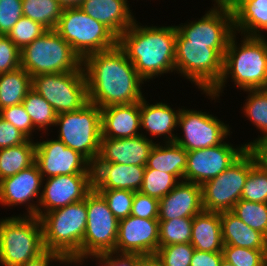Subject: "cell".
I'll use <instances>...</instances> for the list:
<instances>
[{"label": "cell", "instance_id": "1", "mask_svg": "<svg viewBox=\"0 0 267 266\" xmlns=\"http://www.w3.org/2000/svg\"><path fill=\"white\" fill-rule=\"evenodd\" d=\"M82 67L88 102L96 104L100 109L109 105L140 102L145 96L142 91L145 81L118 44L85 57Z\"/></svg>", "mask_w": 267, "mask_h": 266}, {"label": "cell", "instance_id": "2", "mask_svg": "<svg viewBox=\"0 0 267 266\" xmlns=\"http://www.w3.org/2000/svg\"><path fill=\"white\" fill-rule=\"evenodd\" d=\"M176 36V25L147 26L135 19L118 37L117 44L146 83L164 74H175Z\"/></svg>", "mask_w": 267, "mask_h": 266}, {"label": "cell", "instance_id": "3", "mask_svg": "<svg viewBox=\"0 0 267 266\" xmlns=\"http://www.w3.org/2000/svg\"><path fill=\"white\" fill-rule=\"evenodd\" d=\"M236 35L228 42L221 80L210 92H201L210 101L220 100L230 79L242 91L267 89V38L240 35L239 43Z\"/></svg>", "mask_w": 267, "mask_h": 266}, {"label": "cell", "instance_id": "4", "mask_svg": "<svg viewBox=\"0 0 267 266\" xmlns=\"http://www.w3.org/2000/svg\"><path fill=\"white\" fill-rule=\"evenodd\" d=\"M228 43L189 42L178 31L175 41V72L210 92L221 80Z\"/></svg>", "mask_w": 267, "mask_h": 266}, {"label": "cell", "instance_id": "5", "mask_svg": "<svg viewBox=\"0 0 267 266\" xmlns=\"http://www.w3.org/2000/svg\"><path fill=\"white\" fill-rule=\"evenodd\" d=\"M40 220L45 249L82 257L87 224L86 196L84 200L44 213Z\"/></svg>", "mask_w": 267, "mask_h": 266}, {"label": "cell", "instance_id": "6", "mask_svg": "<svg viewBox=\"0 0 267 266\" xmlns=\"http://www.w3.org/2000/svg\"><path fill=\"white\" fill-rule=\"evenodd\" d=\"M45 250L37 216L0 218V266H21Z\"/></svg>", "mask_w": 267, "mask_h": 266}, {"label": "cell", "instance_id": "7", "mask_svg": "<svg viewBox=\"0 0 267 266\" xmlns=\"http://www.w3.org/2000/svg\"><path fill=\"white\" fill-rule=\"evenodd\" d=\"M54 127H59L57 139L92 165L96 162L102 137L101 109L96 104L88 102L79 110L57 114Z\"/></svg>", "mask_w": 267, "mask_h": 266}, {"label": "cell", "instance_id": "8", "mask_svg": "<svg viewBox=\"0 0 267 266\" xmlns=\"http://www.w3.org/2000/svg\"><path fill=\"white\" fill-rule=\"evenodd\" d=\"M81 66V58L55 30H48L21 50V67L31 77L77 71Z\"/></svg>", "mask_w": 267, "mask_h": 266}, {"label": "cell", "instance_id": "9", "mask_svg": "<svg viewBox=\"0 0 267 266\" xmlns=\"http://www.w3.org/2000/svg\"><path fill=\"white\" fill-rule=\"evenodd\" d=\"M55 31L83 60L90 54L111 49L118 38L102 23L79 7L63 8Z\"/></svg>", "mask_w": 267, "mask_h": 266}, {"label": "cell", "instance_id": "10", "mask_svg": "<svg viewBox=\"0 0 267 266\" xmlns=\"http://www.w3.org/2000/svg\"><path fill=\"white\" fill-rule=\"evenodd\" d=\"M256 164V157L247 149L221 174L204 182L201 185L204 210L219 213L231 211L241 199L247 176Z\"/></svg>", "mask_w": 267, "mask_h": 266}, {"label": "cell", "instance_id": "11", "mask_svg": "<svg viewBox=\"0 0 267 266\" xmlns=\"http://www.w3.org/2000/svg\"><path fill=\"white\" fill-rule=\"evenodd\" d=\"M32 89L57 114L79 110L88 103L87 83L82 66L77 71L36 75L32 77Z\"/></svg>", "mask_w": 267, "mask_h": 266}, {"label": "cell", "instance_id": "12", "mask_svg": "<svg viewBox=\"0 0 267 266\" xmlns=\"http://www.w3.org/2000/svg\"><path fill=\"white\" fill-rule=\"evenodd\" d=\"M86 208L87 224L82 242V258L116 252L119 220L94 188L86 195Z\"/></svg>", "mask_w": 267, "mask_h": 266}, {"label": "cell", "instance_id": "13", "mask_svg": "<svg viewBox=\"0 0 267 266\" xmlns=\"http://www.w3.org/2000/svg\"><path fill=\"white\" fill-rule=\"evenodd\" d=\"M177 128L183 134L179 136L176 133L175 143L187 152L219 145L233 133L226 121L224 123L207 111L187 109L184 106H181Z\"/></svg>", "mask_w": 267, "mask_h": 266}, {"label": "cell", "instance_id": "14", "mask_svg": "<svg viewBox=\"0 0 267 266\" xmlns=\"http://www.w3.org/2000/svg\"><path fill=\"white\" fill-rule=\"evenodd\" d=\"M246 150L244 143L234 146L225 139L213 147L188 151L184 181L202 185L221 174Z\"/></svg>", "mask_w": 267, "mask_h": 266}, {"label": "cell", "instance_id": "15", "mask_svg": "<svg viewBox=\"0 0 267 266\" xmlns=\"http://www.w3.org/2000/svg\"><path fill=\"white\" fill-rule=\"evenodd\" d=\"M36 141V160L43 179L71 174H93V165L59 139ZM49 139V140H48Z\"/></svg>", "mask_w": 267, "mask_h": 266}, {"label": "cell", "instance_id": "16", "mask_svg": "<svg viewBox=\"0 0 267 266\" xmlns=\"http://www.w3.org/2000/svg\"><path fill=\"white\" fill-rule=\"evenodd\" d=\"M45 184V185H44ZM93 189V174L59 175L43 179L38 217L85 199Z\"/></svg>", "mask_w": 267, "mask_h": 266}, {"label": "cell", "instance_id": "17", "mask_svg": "<svg viewBox=\"0 0 267 266\" xmlns=\"http://www.w3.org/2000/svg\"><path fill=\"white\" fill-rule=\"evenodd\" d=\"M197 19L176 26L177 31L189 42L228 43L235 33L232 10L222 3H214Z\"/></svg>", "mask_w": 267, "mask_h": 266}, {"label": "cell", "instance_id": "18", "mask_svg": "<svg viewBox=\"0 0 267 266\" xmlns=\"http://www.w3.org/2000/svg\"><path fill=\"white\" fill-rule=\"evenodd\" d=\"M42 182L43 177L36 162L17 174L2 179L0 181V204L4 207L24 205L27 211L22 215L38 217Z\"/></svg>", "mask_w": 267, "mask_h": 266}, {"label": "cell", "instance_id": "19", "mask_svg": "<svg viewBox=\"0 0 267 266\" xmlns=\"http://www.w3.org/2000/svg\"><path fill=\"white\" fill-rule=\"evenodd\" d=\"M159 248V220L129 215L119 220L116 253L155 255Z\"/></svg>", "mask_w": 267, "mask_h": 266}, {"label": "cell", "instance_id": "20", "mask_svg": "<svg viewBox=\"0 0 267 266\" xmlns=\"http://www.w3.org/2000/svg\"><path fill=\"white\" fill-rule=\"evenodd\" d=\"M154 140L142 134L128 138H102L96 162H110L124 165L146 166Z\"/></svg>", "mask_w": 267, "mask_h": 266}, {"label": "cell", "instance_id": "21", "mask_svg": "<svg viewBox=\"0 0 267 266\" xmlns=\"http://www.w3.org/2000/svg\"><path fill=\"white\" fill-rule=\"evenodd\" d=\"M203 210L201 185L183 180L159 200L158 220L193 218Z\"/></svg>", "mask_w": 267, "mask_h": 266}, {"label": "cell", "instance_id": "22", "mask_svg": "<svg viewBox=\"0 0 267 266\" xmlns=\"http://www.w3.org/2000/svg\"><path fill=\"white\" fill-rule=\"evenodd\" d=\"M146 99L144 96L140 101L141 134L150 140H153V137H160V139H164L161 141L163 143L175 142L176 134L174 131L178 129V116L181 108L178 107L176 110L162 101L150 104ZM143 129L145 130L144 133L142 132ZM147 134L150 136L147 137Z\"/></svg>", "mask_w": 267, "mask_h": 266}, {"label": "cell", "instance_id": "23", "mask_svg": "<svg viewBox=\"0 0 267 266\" xmlns=\"http://www.w3.org/2000/svg\"><path fill=\"white\" fill-rule=\"evenodd\" d=\"M145 166L124 165L110 162L93 164V188L95 190L121 189L140 191Z\"/></svg>", "mask_w": 267, "mask_h": 266}, {"label": "cell", "instance_id": "24", "mask_svg": "<svg viewBox=\"0 0 267 266\" xmlns=\"http://www.w3.org/2000/svg\"><path fill=\"white\" fill-rule=\"evenodd\" d=\"M128 0H84L78 7L106 26L117 38L135 21Z\"/></svg>", "mask_w": 267, "mask_h": 266}, {"label": "cell", "instance_id": "25", "mask_svg": "<svg viewBox=\"0 0 267 266\" xmlns=\"http://www.w3.org/2000/svg\"><path fill=\"white\" fill-rule=\"evenodd\" d=\"M102 138H128L141 134L140 102L101 109Z\"/></svg>", "mask_w": 267, "mask_h": 266}, {"label": "cell", "instance_id": "26", "mask_svg": "<svg viewBox=\"0 0 267 266\" xmlns=\"http://www.w3.org/2000/svg\"><path fill=\"white\" fill-rule=\"evenodd\" d=\"M190 243L200 251L222 252L224 243L219 212L203 210L193 217Z\"/></svg>", "mask_w": 267, "mask_h": 266}, {"label": "cell", "instance_id": "27", "mask_svg": "<svg viewBox=\"0 0 267 266\" xmlns=\"http://www.w3.org/2000/svg\"><path fill=\"white\" fill-rule=\"evenodd\" d=\"M232 14L235 33L265 36L263 34L267 31V0H242L232 9Z\"/></svg>", "mask_w": 267, "mask_h": 266}, {"label": "cell", "instance_id": "28", "mask_svg": "<svg viewBox=\"0 0 267 266\" xmlns=\"http://www.w3.org/2000/svg\"><path fill=\"white\" fill-rule=\"evenodd\" d=\"M220 219L224 245L267 250V237L250 228L231 211L220 212Z\"/></svg>", "mask_w": 267, "mask_h": 266}, {"label": "cell", "instance_id": "29", "mask_svg": "<svg viewBox=\"0 0 267 266\" xmlns=\"http://www.w3.org/2000/svg\"><path fill=\"white\" fill-rule=\"evenodd\" d=\"M146 167L171 173L179 181H183L187 167V151L175 142H157L150 151Z\"/></svg>", "mask_w": 267, "mask_h": 266}, {"label": "cell", "instance_id": "30", "mask_svg": "<svg viewBox=\"0 0 267 266\" xmlns=\"http://www.w3.org/2000/svg\"><path fill=\"white\" fill-rule=\"evenodd\" d=\"M32 88V77L22 67L0 74V110L22 104Z\"/></svg>", "mask_w": 267, "mask_h": 266}, {"label": "cell", "instance_id": "31", "mask_svg": "<svg viewBox=\"0 0 267 266\" xmlns=\"http://www.w3.org/2000/svg\"><path fill=\"white\" fill-rule=\"evenodd\" d=\"M36 160V142L0 149V181L33 165Z\"/></svg>", "mask_w": 267, "mask_h": 266}, {"label": "cell", "instance_id": "32", "mask_svg": "<svg viewBox=\"0 0 267 266\" xmlns=\"http://www.w3.org/2000/svg\"><path fill=\"white\" fill-rule=\"evenodd\" d=\"M247 92L242 113L261 133L258 138L245 143L249 149L254 143L267 139V89L244 90Z\"/></svg>", "mask_w": 267, "mask_h": 266}, {"label": "cell", "instance_id": "33", "mask_svg": "<svg viewBox=\"0 0 267 266\" xmlns=\"http://www.w3.org/2000/svg\"><path fill=\"white\" fill-rule=\"evenodd\" d=\"M22 104L37 131H43L40 134L48 135V128L54 127L57 119V113L53 107L32 88L28 91Z\"/></svg>", "mask_w": 267, "mask_h": 266}, {"label": "cell", "instance_id": "34", "mask_svg": "<svg viewBox=\"0 0 267 266\" xmlns=\"http://www.w3.org/2000/svg\"><path fill=\"white\" fill-rule=\"evenodd\" d=\"M23 16L40 23L47 30H55L63 7L57 0H22Z\"/></svg>", "mask_w": 267, "mask_h": 266}, {"label": "cell", "instance_id": "35", "mask_svg": "<svg viewBox=\"0 0 267 266\" xmlns=\"http://www.w3.org/2000/svg\"><path fill=\"white\" fill-rule=\"evenodd\" d=\"M231 212L250 228L267 237V203L249 202L240 199L233 206Z\"/></svg>", "mask_w": 267, "mask_h": 266}, {"label": "cell", "instance_id": "36", "mask_svg": "<svg viewBox=\"0 0 267 266\" xmlns=\"http://www.w3.org/2000/svg\"><path fill=\"white\" fill-rule=\"evenodd\" d=\"M193 218L159 221V246L190 243Z\"/></svg>", "mask_w": 267, "mask_h": 266}, {"label": "cell", "instance_id": "37", "mask_svg": "<svg viewBox=\"0 0 267 266\" xmlns=\"http://www.w3.org/2000/svg\"><path fill=\"white\" fill-rule=\"evenodd\" d=\"M180 181L171 173L160 172L145 166L143 184L140 192L160 200Z\"/></svg>", "mask_w": 267, "mask_h": 266}, {"label": "cell", "instance_id": "38", "mask_svg": "<svg viewBox=\"0 0 267 266\" xmlns=\"http://www.w3.org/2000/svg\"><path fill=\"white\" fill-rule=\"evenodd\" d=\"M241 199L267 203V172L257 163L249 172Z\"/></svg>", "mask_w": 267, "mask_h": 266}, {"label": "cell", "instance_id": "39", "mask_svg": "<svg viewBox=\"0 0 267 266\" xmlns=\"http://www.w3.org/2000/svg\"><path fill=\"white\" fill-rule=\"evenodd\" d=\"M48 30L40 23L22 16L8 32L9 39L22 50L26 45L41 37Z\"/></svg>", "mask_w": 267, "mask_h": 266}, {"label": "cell", "instance_id": "40", "mask_svg": "<svg viewBox=\"0 0 267 266\" xmlns=\"http://www.w3.org/2000/svg\"><path fill=\"white\" fill-rule=\"evenodd\" d=\"M195 248L191 243L159 246L155 256L164 266H190Z\"/></svg>", "mask_w": 267, "mask_h": 266}, {"label": "cell", "instance_id": "41", "mask_svg": "<svg viewBox=\"0 0 267 266\" xmlns=\"http://www.w3.org/2000/svg\"><path fill=\"white\" fill-rule=\"evenodd\" d=\"M96 191L106 200L108 208L118 220L127 218L131 214L134 191L121 189Z\"/></svg>", "mask_w": 267, "mask_h": 266}, {"label": "cell", "instance_id": "42", "mask_svg": "<svg viewBox=\"0 0 267 266\" xmlns=\"http://www.w3.org/2000/svg\"><path fill=\"white\" fill-rule=\"evenodd\" d=\"M222 253L223 259L234 266H262L267 250L224 245Z\"/></svg>", "mask_w": 267, "mask_h": 266}, {"label": "cell", "instance_id": "43", "mask_svg": "<svg viewBox=\"0 0 267 266\" xmlns=\"http://www.w3.org/2000/svg\"><path fill=\"white\" fill-rule=\"evenodd\" d=\"M0 117L5 121H8L14 125L21 133H23L28 139L33 140V133L37 131L30 119V116L25 111L23 104H18L10 107H6L0 110Z\"/></svg>", "mask_w": 267, "mask_h": 266}, {"label": "cell", "instance_id": "44", "mask_svg": "<svg viewBox=\"0 0 267 266\" xmlns=\"http://www.w3.org/2000/svg\"><path fill=\"white\" fill-rule=\"evenodd\" d=\"M21 67V50L7 35H0V74Z\"/></svg>", "mask_w": 267, "mask_h": 266}, {"label": "cell", "instance_id": "45", "mask_svg": "<svg viewBox=\"0 0 267 266\" xmlns=\"http://www.w3.org/2000/svg\"><path fill=\"white\" fill-rule=\"evenodd\" d=\"M88 262L87 259L82 258L78 255H61L55 251H50L45 249L42 253L37 255L36 257L30 259L29 261L25 262L21 266H51L53 262H59L60 264H64L66 266L75 265V266H82L85 261Z\"/></svg>", "mask_w": 267, "mask_h": 266}, {"label": "cell", "instance_id": "46", "mask_svg": "<svg viewBox=\"0 0 267 266\" xmlns=\"http://www.w3.org/2000/svg\"><path fill=\"white\" fill-rule=\"evenodd\" d=\"M22 16V0H0V35H7Z\"/></svg>", "mask_w": 267, "mask_h": 266}, {"label": "cell", "instance_id": "47", "mask_svg": "<svg viewBox=\"0 0 267 266\" xmlns=\"http://www.w3.org/2000/svg\"><path fill=\"white\" fill-rule=\"evenodd\" d=\"M159 200L148 195L135 192L131 214L142 219H158Z\"/></svg>", "mask_w": 267, "mask_h": 266}, {"label": "cell", "instance_id": "48", "mask_svg": "<svg viewBox=\"0 0 267 266\" xmlns=\"http://www.w3.org/2000/svg\"><path fill=\"white\" fill-rule=\"evenodd\" d=\"M143 257L140 254L110 252L104 255H94L89 260H96L97 266H139V261Z\"/></svg>", "mask_w": 267, "mask_h": 266}, {"label": "cell", "instance_id": "49", "mask_svg": "<svg viewBox=\"0 0 267 266\" xmlns=\"http://www.w3.org/2000/svg\"><path fill=\"white\" fill-rule=\"evenodd\" d=\"M27 140L28 138L14 125L0 117V149L18 146Z\"/></svg>", "mask_w": 267, "mask_h": 266}, {"label": "cell", "instance_id": "50", "mask_svg": "<svg viewBox=\"0 0 267 266\" xmlns=\"http://www.w3.org/2000/svg\"><path fill=\"white\" fill-rule=\"evenodd\" d=\"M222 252H206L195 249L190 266H220Z\"/></svg>", "mask_w": 267, "mask_h": 266}, {"label": "cell", "instance_id": "51", "mask_svg": "<svg viewBox=\"0 0 267 266\" xmlns=\"http://www.w3.org/2000/svg\"><path fill=\"white\" fill-rule=\"evenodd\" d=\"M249 150L256 157L257 163L267 172V139L254 143Z\"/></svg>", "mask_w": 267, "mask_h": 266}, {"label": "cell", "instance_id": "52", "mask_svg": "<svg viewBox=\"0 0 267 266\" xmlns=\"http://www.w3.org/2000/svg\"><path fill=\"white\" fill-rule=\"evenodd\" d=\"M139 266H164L155 255L143 256L139 261Z\"/></svg>", "mask_w": 267, "mask_h": 266}, {"label": "cell", "instance_id": "53", "mask_svg": "<svg viewBox=\"0 0 267 266\" xmlns=\"http://www.w3.org/2000/svg\"><path fill=\"white\" fill-rule=\"evenodd\" d=\"M63 8L78 7L84 0H57Z\"/></svg>", "mask_w": 267, "mask_h": 266}, {"label": "cell", "instance_id": "54", "mask_svg": "<svg viewBox=\"0 0 267 266\" xmlns=\"http://www.w3.org/2000/svg\"><path fill=\"white\" fill-rule=\"evenodd\" d=\"M242 0H223L222 4L232 10Z\"/></svg>", "mask_w": 267, "mask_h": 266}, {"label": "cell", "instance_id": "55", "mask_svg": "<svg viewBox=\"0 0 267 266\" xmlns=\"http://www.w3.org/2000/svg\"><path fill=\"white\" fill-rule=\"evenodd\" d=\"M220 266H234L231 263L227 262L226 260H222Z\"/></svg>", "mask_w": 267, "mask_h": 266}, {"label": "cell", "instance_id": "56", "mask_svg": "<svg viewBox=\"0 0 267 266\" xmlns=\"http://www.w3.org/2000/svg\"><path fill=\"white\" fill-rule=\"evenodd\" d=\"M262 266H267V254H266L265 257H264Z\"/></svg>", "mask_w": 267, "mask_h": 266}, {"label": "cell", "instance_id": "57", "mask_svg": "<svg viewBox=\"0 0 267 266\" xmlns=\"http://www.w3.org/2000/svg\"><path fill=\"white\" fill-rule=\"evenodd\" d=\"M214 3H222L223 0H212Z\"/></svg>", "mask_w": 267, "mask_h": 266}]
</instances>
